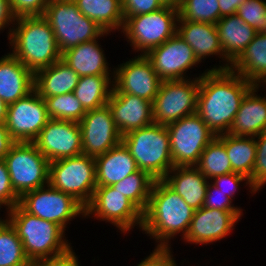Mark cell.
<instances>
[{
    "instance_id": "1",
    "label": "cell",
    "mask_w": 266,
    "mask_h": 266,
    "mask_svg": "<svg viewBox=\"0 0 266 266\" xmlns=\"http://www.w3.org/2000/svg\"><path fill=\"white\" fill-rule=\"evenodd\" d=\"M255 85L229 70H208L199 78L196 113L217 136L228 133L245 95Z\"/></svg>"
},
{
    "instance_id": "2",
    "label": "cell",
    "mask_w": 266,
    "mask_h": 266,
    "mask_svg": "<svg viewBox=\"0 0 266 266\" xmlns=\"http://www.w3.org/2000/svg\"><path fill=\"white\" fill-rule=\"evenodd\" d=\"M194 211L163 180H155L143 212L142 233L155 240L156 247H171L176 235L186 237Z\"/></svg>"
},
{
    "instance_id": "3",
    "label": "cell",
    "mask_w": 266,
    "mask_h": 266,
    "mask_svg": "<svg viewBox=\"0 0 266 266\" xmlns=\"http://www.w3.org/2000/svg\"><path fill=\"white\" fill-rule=\"evenodd\" d=\"M9 45L11 53L33 73L62 59L54 32L43 16L17 17Z\"/></svg>"
},
{
    "instance_id": "4",
    "label": "cell",
    "mask_w": 266,
    "mask_h": 266,
    "mask_svg": "<svg viewBox=\"0 0 266 266\" xmlns=\"http://www.w3.org/2000/svg\"><path fill=\"white\" fill-rule=\"evenodd\" d=\"M7 220L15 228L32 264L60 255L72 247L61 226L26 212L19 204L7 211Z\"/></svg>"
},
{
    "instance_id": "5",
    "label": "cell",
    "mask_w": 266,
    "mask_h": 266,
    "mask_svg": "<svg viewBox=\"0 0 266 266\" xmlns=\"http://www.w3.org/2000/svg\"><path fill=\"white\" fill-rule=\"evenodd\" d=\"M135 159L139 170L162 180L174 167L166 125L153 123L122 136L121 141Z\"/></svg>"
},
{
    "instance_id": "6",
    "label": "cell",
    "mask_w": 266,
    "mask_h": 266,
    "mask_svg": "<svg viewBox=\"0 0 266 266\" xmlns=\"http://www.w3.org/2000/svg\"><path fill=\"white\" fill-rule=\"evenodd\" d=\"M43 17L54 32L60 52L99 38L105 31L84 16L75 2L50 0Z\"/></svg>"
},
{
    "instance_id": "7",
    "label": "cell",
    "mask_w": 266,
    "mask_h": 266,
    "mask_svg": "<svg viewBox=\"0 0 266 266\" xmlns=\"http://www.w3.org/2000/svg\"><path fill=\"white\" fill-rule=\"evenodd\" d=\"M178 9L164 6L146 14L124 17L123 33L134 52L146 55L177 32Z\"/></svg>"
},
{
    "instance_id": "8",
    "label": "cell",
    "mask_w": 266,
    "mask_h": 266,
    "mask_svg": "<svg viewBox=\"0 0 266 266\" xmlns=\"http://www.w3.org/2000/svg\"><path fill=\"white\" fill-rule=\"evenodd\" d=\"M49 184L56 190L73 196L86 207L97 187L94 157L81 154L50 162Z\"/></svg>"
},
{
    "instance_id": "9",
    "label": "cell",
    "mask_w": 266,
    "mask_h": 266,
    "mask_svg": "<svg viewBox=\"0 0 266 266\" xmlns=\"http://www.w3.org/2000/svg\"><path fill=\"white\" fill-rule=\"evenodd\" d=\"M11 185L21 197L49 184V160L33 142H15L4 158Z\"/></svg>"
},
{
    "instance_id": "10",
    "label": "cell",
    "mask_w": 266,
    "mask_h": 266,
    "mask_svg": "<svg viewBox=\"0 0 266 266\" xmlns=\"http://www.w3.org/2000/svg\"><path fill=\"white\" fill-rule=\"evenodd\" d=\"M208 70L207 68L202 74H198L199 76L195 74L193 79L162 81L152 102L154 123L168 125L183 117L195 114L199 78Z\"/></svg>"
},
{
    "instance_id": "11",
    "label": "cell",
    "mask_w": 266,
    "mask_h": 266,
    "mask_svg": "<svg viewBox=\"0 0 266 266\" xmlns=\"http://www.w3.org/2000/svg\"><path fill=\"white\" fill-rule=\"evenodd\" d=\"M173 166H195L205 147L216 137L195 113L166 125Z\"/></svg>"
},
{
    "instance_id": "12",
    "label": "cell",
    "mask_w": 266,
    "mask_h": 266,
    "mask_svg": "<svg viewBox=\"0 0 266 266\" xmlns=\"http://www.w3.org/2000/svg\"><path fill=\"white\" fill-rule=\"evenodd\" d=\"M19 205L28 213L61 226L65 231L76 217L85 218V207L73 196L56 190L50 184L26 192Z\"/></svg>"
},
{
    "instance_id": "13",
    "label": "cell",
    "mask_w": 266,
    "mask_h": 266,
    "mask_svg": "<svg viewBox=\"0 0 266 266\" xmlns=\"http://www.w3.org/2000/svg\"><path fill=\"white\" fill-rule=\"evenodd\" d=\"M91 215V216H90ZM109 222L123 235L135 226L141 231L143 212L112 186H97L90 203L85 207V218Z\"/></svg>"
},
{
    "instance_id": "14",
    "label": "cell",
    "mask_w": 266,
    "mask_h": 266,
    "mask_svg": "<svg viewBox=\"0 0 266 266\" xmlns=\"http://www.w3.org/2000/svg\"><path fill=\"white\" fill-rule=\"evenodd\" d=\"M49 120L45 100L33 89L8 105L5 125L15 142H33Z\"/></svg>"
},
{
    "instance_id": "15",
    "label": "cell",
    "mask_w": 266,
    "mask_h": 266,
    "mask_svg": "<svg viewBox=\"0 0 266 266\" xmlns=\"http://www.w3.org/2000/svg\"><path fill=\"white\" fill-rule=\"evenodd\" d=\"M161 82L151 61L138 53L129 61L114 67V86L111 93H129L153 102Z\"/></svg>"
},
{
    "instance_id": "16",
    "label": "cell",
    "mask_w": 266,
    "mask_h": 266,
    "mask_svg": "<svg viewBox=\"0 0 266 266\" xmlns=\"http://www.w3.org/2000/svg\"><path fill=\"white\" fill-rule=\"evenodd\" d=\"M162 81L189 79L187 72L200 62L177 33L145 55Z\"/></svg>"
},
{
    "instance_id": "17",
    "label": "cell",
    "mask_w": 266,
    "mask_h": 266,
    "mask_svg": "<svg viewBox=\"0 0 266 266\" xmlns=\"http://www.w3.org/2000/svg\"><path fill=\"white\" fill-rule=\"evenodd\" d=\"M33 143L49 162L83 154L78 122L50 119Z\"/></svg>"
},
{
    "instance_id": "18",
    "label": "cell",
    "mask_w": 266,
    "mask_h": 266,
    "mask_svg": "<svg viewBox=\"0 0 266 266\" xmlns=\"http://www.w3.org/2000/svg\"><path fill=\"white\" fill-rule=\"evenodd\" d=\"M82 138V152L96 157L117 146L122 136L115 126L108 105L87 111L79 122Z\"/></svg>"
},
{
    "instance_id": "19",
    "label": "cell",
    "mask_w": 266,
    "mask_h": 266,
    "mask_svg": "<svg viewBox=\"0 0 266 266\" xmlns=\"http://www.w3.org/2000/svg\"><path fill=\"white\" fill-rule=\"evenodd\" d=\"M243 211H223L201 207L194 211L189 231L184 242L196 245H208L223 240L235 229Z\"/></svg>"
},
{
    "instance_id": "20",
    "label": "cell",
    "mask_w": 266,
    "mask_h": 266,
    "mask_svg": "<svg viewBox=\"0 0 266 266\" xmlns=\"http://www.w3.org/2000/svg\"><path fill=\"white\" fill-rule=\"evenodd\" d=\"M192 48L195 57L201 63L214 55L222 59L223 64L214 65L209 70H229L231 63L225 58L219 42L216 24L196 21L177 20V32Z\"/></svg>"
},
{
    "instance_id": "21",
    "label": "cell",
    "mask_w": 266,
    "mask_h": 266,
    "mask_svg": "<svg viewBox=\"0 0 266 266\" xmlns=\"http://www.w3.org/2000/svg\"><path fill=\"white\" fill-rule=\"evenodd\" d=\"M108 107L121 136L154 123L152 102L129 93H111Z\"/></svg>"
},
{
    "instance_id": "22",
    "label": "cell",
    "mask_w": 266,
    "mask_h": 266,
    "mask_svg": "<svg viewBox=\"0 0 266 266\" xmlns=\"http://www.w3.org/2000/svg\"><path fill=\"white\" fill-rule=\"evenodd\" d=\"M111 35L104 32L99 38L81 43L62 53V60L69 65L80 77L82 76H114V68L111 71L109 62L99 40L104 35ZM111 72V73H110Z\"/></svg>"
},
{
    "instance_id": "23",
    "label": "cell",
    "mask_w": 266,
    "mask_h": 266,
    "mask_svg": "<svg viewBox=\"0 0 266 266\" xmlns=\"http://www.w3.org/2000/svg\"><path fill=\"white\" fill-rule=\"evenodd\" d=\"M34 89V73L11 51L0 58V99L15 103Z\"/></svg>"
},
{
    "instance_id": "24",
    "label": "cell",
    "mask_w": 266,
    "mask_h": 266,
    "mask_svg": "<svg viewBox=\"0 0 266 266\" xmlns=\"http://www.w3.org/2000/svg\"><path fill=\"white\" fill-rule=\"evenodd\" d=\"M261 87L255 85L245 95L228 134L256 137L266 131V94H257Z\"/></svg>"
},
{
    "instance_id": "25",
    "label": "cell",
    "mask_w": 266,
    "mask_h": 266,
    "mask_svg": "<svg viewBox=\"0 0 266 266\" xmlns=\"http://www.w3.org/2000/svg\"><path fill=\"white\" fill-rule=\"evenodd\" d=\"M162 180L183 198L193 210L203 207L210 180L195 166L173 167Z\"/></svg>"
},
{
    "instance_id": "26",
    "label": "cell",
    "mask_w": 266,
    "mask_h": 266,
    "mask_svg": "<svg viewBox=\"0 0 266 266\" xmlns=\"http://www.w3.org/2000/svg\"><path fill=\"white\" fill-rule=\"evenodd\" d=\"M94 159L97 186H112L138 170L135 159L122 142Z\"/></svg>"
},
{
    "instance_id": "27",
    "label": "cell",
    "mask_w": 266,
    "mask_h": 266,
    "mask_svg": "<svg viewBox=\"0 0 266 266\" xmlns=\"http://www.w3.org/2000/svg\"><path fill=\"white\" fill-rule=\"evenodd\" d=\"M80 76L62 59L34 73V89L40 97L49 98L74 92Z\"/></svg>"
},
{
    "instance_id": "28",
    "label": "cell",
    "mask_w": 266,
    "mask_h": 266,
    "mask_svg": "<svg viewBox=\"0 0 266 266\" xmlns=\"http://www.w3.org/2000/svg\"><path fill=\"white\" fill-rule=\"evenodd\" d=\"M216 27L225 58L232 64L254 39L257 32L236 14L223 16Z\"/></svg>"
},
{
    "instance_id": "29",
    "label": "cell",
    "mask_w": 266,
    "mask_h": 266,
    "mask_svg": "<svg viewBox=\"0 0 266 266\" xmlns=\"http://www.w3.org/2000/svg\"><path fill=\"white\" fill-rule=\"evenodd\" d=\"M230 70L257 86L266 83V33H257ZM262 83V84H261Z\"/></svg>"
},
{
    "instance_id": "30",
    "label": "cell",
    "mask_w": 266,
    "mask_h": 266,
    "mask_svg": "<svg viewBox=\"0 0 266 266\" xmlns=\"http://www.w3.org/2000/svg\"><path fill=\"white\" fill-rule=\"evenodd\" d=\"M79 11L95 21L100 28L109 33L122 31L124 16L122 0H75Z\"/></svg>"
},
{
    "instance_id": "31",
    "label": "cell",
    "mask_w": 266,
    "mask_h": 266,
    "mask_svg": "<svg viewBox=\"0 0 266 266\" xmlns=\"http://www.w3.org/2000/svg\"><path fill=\"white\" fill-rule=\"evenodd\" d=\"M113 80L114 76H82L79 78L74 94L86 112L107 105L114 86Z\"/></svg>"
},
{
    "instance_id": "32",
    "label": "cell",
    "mask_w": 266,
    "mask_h": 266,
    "mask_svg": "<svg viewBox=\"0 0 266 266\" xmlns=\"http://www.w3.org/2000/svg\"><path fill=\"white\" fill-rule=\"evenodd\" d=\"M225 149L233 172L250 179L257 154L255 137L233 136L225 133Z\"/></svg>"
},
{
    "instance_id": "33",
    "label": "cell",
    "mask_w": 266,
    "mask_h": 266,
    "mask_svg": "<svg viewBox=\"0 0 266 266\" xmlns=\"http://www.w3.org/2000/svg\"><path fill=\"white\" fill-rule=\"evenodd\" d=\"M195 167L208 179L233 172L225 149V133L217 135L203 150Z\"/></svg>"
},
{
    "instance_id": "34",
    "label": "cell",
    "mask_w": 266,
    "mask_h": 266,
    "mask_svg": "<svg viewBox=\"0 0 266 266\" xmlns=\"http://www.w3.org/2000/svg\"><path fill=\"white\" fill-rule=\"evenodd\" d=\"M155 179L147 172L137 170L125 177L122 181L115 183L112 187L120 191L123 196L131 200L142 212L148 205L151 189Z\"/></svg>"
},
{
    "instance_id": "35",
    "label": "cell",
    "mask_w": 266,
    "mask_h": 266,
    "mask_svg": "<svg viewBox=\"0 0 266 266\" xmlns=\"http://www.w3.org/2000/svg\"><path fill=\"white\" fill-rule=\"evenodd\" d=\"M0 266H33L24 252L21 239L8 220L0 225Z\"/></svg>"
},
{
    "instance_id": "36",
    "label": "cell",
    "mask_w": 266,
    "mask_h": 266,
    "mask_svg": "<svg viewBox=\"0 0 266 266\" xmlns=\"http://www.w3.org/2000/svg\"><path fill=\"white\" fill-rule=\"evenodd\" d=\"M50 119L80 122L86 114L74 92L43 98Z\"/></svg>"
},
{
    "instance_id": "37",
    "label": "cell",
    "mask_w": 266,
    "mask_h": 266,
    "mask_svg": "<svg viewBox=\"0 0 266 266\" xmlns=\"http://www.w3.org/2000/svg\"><path fill=\"white\" fill-rule=\"evenodd\" d=\"M178 20L216 24L220 20L219 0H182Z\"/></svg>"
},
{
    "instance_id": "38",
    "label": "cell",
    "mask_w": 266,
    "mask_h": 266,
    "mask_svg": "<svg viewBox=\"0 0 266 266\" xmlns=\"http://www.w3.org/2000/svg\"><path fill=\"white\" fill-rule=\"evenodd\" d=\"M236 15L257 33H266V0H246L239 6Z\"/></svg>"
},
{
    "instance_id": "39",
    "label": "cell",
    "mask_w": 266,
    "mask_h": 266,
    "mask_svg": "<svg viewBox=\"0 0 266 266\" xmlns=\"http://www.w3.org/2000/svg\"><path fill=\"white\" fill-rule=\"evenodd\" d=\"M257 154L249 179L252 187L259 192L266 185V131L255 137Z\"/></svg>"
},
{
    "instance_id": "40",
    "label": "cell",
    "mask_w": 266,
    "mask_h": 266,
    "mask_svg": "<svg viewBox=\"0 0 266 266\" xmlns=\"http://www.w3.org/2000/svg\"><path fill=\"white\" fill-rule=\"evenodd\" d=\"M241 182L245 183V187L248 186V188L251 190H249V192L252 195L257 193V191L252 187L250 180L246 176L238 173L231 172L228 174L216 176L210 180V183L212 185L222 191L225 196L230 198L232 201L234 200L236 191L240 190L239 187L241 185Z\"/></svg>"
},
{
    "instance_id": "41",
    "label": "cell",
    "mask_w": 266,
    "mask_h": 266,
    "mask_svg": "<svg viewBox=\"0 0 266 266\" xmlns=\"http://www.w3.org/2000/svg\"><path fill=\"white\" fill-rule=\"evenodd\" d=\"M20 197L15 193L11 181L10 174L4 159H0V203L7 211L11 210L19 204Z\"/></svg>"
},
{
    "instance_id": "42",
    "label": "cell",
    "mask_w": 266,
    "mask_h": 266,
    "mask_svg": "<svg viewBox=\"0 0 266 266\" xmlns=\"http://www.w3.org/2000/svg\"><path fill=\"white\" fill-rule=\"evenodd\" d=\"M203 207L208 209H218L223 211H243L239 206H234L233 201L225 196V194L217 189L210 182L207 186L206 196L204 198Z\"/></svg>"
},
{
    "instance_id": "43",
    "label": "cell",
    "mask_w": 266,
    "mask_h": 266,
    "mask_svg": "<svg viewBox=\"0 0 266 266\" xmlns=\"http://www.w3.org/2000/svg\"><path fill=\"white\" fill-rule=\"evenodd\" d=\"M163 7L159 0H122L124 17L155 12Z\"/></svg>"
},
{
    "instance_id": "44",
    "label": "cell",
    "mask_w": 266,
    "mask_h": 266,
    "mask_svg": "<svg viewBox=\"0 0 266 266\" xmlns=\"http://www.w3.org/2000/svg\"><path fill=\"white\" fill-rule=\"evenodd\" d=\"M50 0H10L14 14L21 16H43Z\"/></svg>"
},
{
    "instance_id": "45",
    "label": "cell",
    "mask_w": 266,
    "mask_h": 266,
    "mask_svg": "<svg viewBox=\"0 0 266 266\" xmlns=\"http://www.w3.org/2000/svg\"><path fill=\"white\" fill-rule=\"evenodd\" d=\"M171 247H156L137 266H178Z\"/></svg>"
},
{
    "instance_id": "46",
    "label": "cell",
    "mask_w": 266,
    "mask_h": 266,
    "mask_svg": "<svg viewBox=\"0 0 266 266\" xmlns=\"http://www.w3.org/2000/svg\"><path fill=\"white\" fill-rule=\"evenodd\" d=\"M78 257L72 247L66 252L34 263L33 266H80Z\"/></svg>"
},
{
    "instance_id": "47",
    "label": "cell",
    "mask_w": 266,
    "mask_h": 266,
    "mask_svg": "<svg viewBox=\"0 0 266 266\" xmlns=\"http://www.w3.org/2000/svg\"><path fill=\"white\" fill-rule=\"evenodd\" d=\"M17 16L14 14L10 0H0V32L8 28V40L16 23Z\"/></svg>"
},
{
    "instance_id": "48",
    "label": "cell",
    "mask_w": 266,
    "mask_h": 266,
    "mask_svg": "<svg viewBox=\"0 0 266 266\" xmlns=\"http://www.w3.org/2000/svg\"><path fill=\"white\" fill-rule=\"evenodd\" d=\"M14 143L5 123H0V159L5 158Z\"/></svg>"
},
{
    "instance_id": "49",
    "label": "cell",
    "mask_w": 266,
    "mask_h": 266,
    "mask_svg": "<svg viewBox=\"0 0 266 266\" xmlns=\"http://www.w3.org/2000/svg\"><path fill=\"white\" fill-rule=\"evenodd\" d=\"M246 0H219L220 19L223 16L236 14L239 6Z\"/></svg>"
},
{
    "instance_id": "50",
    "label": "cell",
    "mask_w": 266,
    "mask_h": 266,
    "mask_svg": "<svg viewBox=\"0 0 266 266\" xmlns=\"http://www.w3.org/2000/svg\"><path fill=\"white\" fill-rule=\"evenodd\" d=\"M8 105L0 99V123H5L7 117Z\"/></svg>"
},
{
    "instance_id": "51",
    "label": "cell",
    "mask_w": 266,
    "mask_h": 266,
    "mask_svg": "<svg viewBox=\"0 0 266 266\" xmlns=\"http://www.w3.org/2000/svg\"><path fill=\"white\" fill-rule=\"evenodd\" d=\"M163 6L179 9L182 0H159Z\"/></svg>"
},
{
    "instance_id": "52",
    "label": "cell",
    "mask_w": 266,
    "mask_h": 266,
    "mask_svg": "<svg viewBox=\"0 0 266 266\" xmlns=\"http://www.w3.org/2000/svg\"><path fill=\"white\" fill-rule=\"evenodd\" d=\"M2 206H3V205L0 203V210H1ZM5 216H6V217H3V218H6V219H2V218L0 217V225L4 224V223L7 221V214H6Z\"/></svg>"
}]
</instances>
